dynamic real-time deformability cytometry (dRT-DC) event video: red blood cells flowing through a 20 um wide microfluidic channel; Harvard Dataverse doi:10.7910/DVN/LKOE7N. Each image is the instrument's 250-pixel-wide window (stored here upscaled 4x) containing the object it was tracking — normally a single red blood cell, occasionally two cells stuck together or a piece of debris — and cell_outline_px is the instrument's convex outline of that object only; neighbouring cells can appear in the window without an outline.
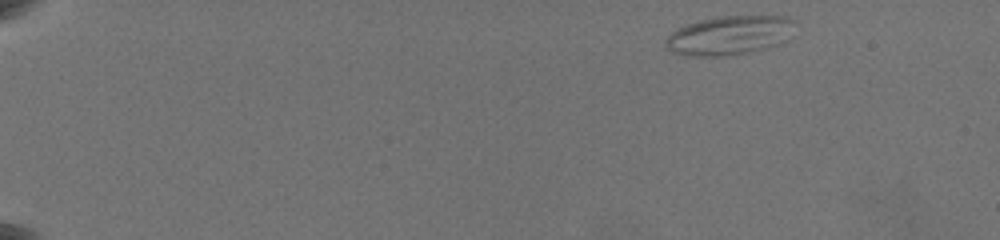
{"species": "common noctule bat (a hibernating species)", "species_latin": "Nyctalus noctula", "temperature_condition": "warm", "stored_images_in_passage": 11, "camera_frame_rate_fps": 3000, "um_per_image_px": 0.085, "animal": {"sex": "female", "body_mass_g": 19.5, "forearm_length_mm": 54.1}, "frame": {"image": 1, "passage_image": 1, "time_ms": 0.0, "image_size_px": [1000, 240], "cell_outline_px": [[796, 20], [780, 44], [764, 48], [724, 56], [684, 56], [672, 52], [668, 48], [664, 40], [672, 32], [688, 24], [700, 20], [720, 16], [784, 16]], "centroid_in_image_um": [61.94, 3.0], "position_along_channel_um": 23.1, "area_um2": 28.84}}
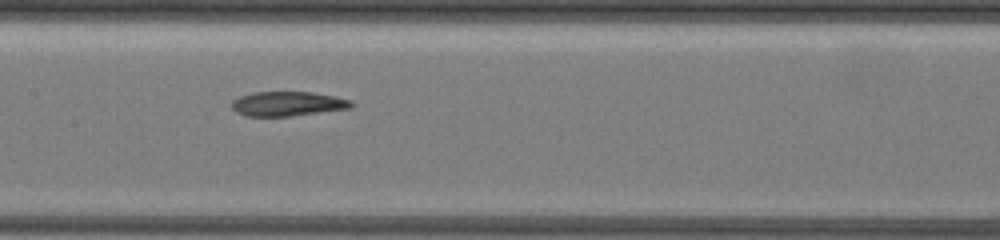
{"frame": {"image": 2, "passage_image": 9, "time_ms": 8.667, "image_size_px": [1000, 240], "cell_outline_px": [[356, 104], [352, 108], [288, 116], [244, 116], [236, 112], [232, 108], [232, 100], [240, 96], [252, 92], [312, 92], [336, 96], [352, 100]], "centroid_in_image_um": [24.48, 8.81], "position_along_channel_um": 182.9, "area_um2": 17.22}}
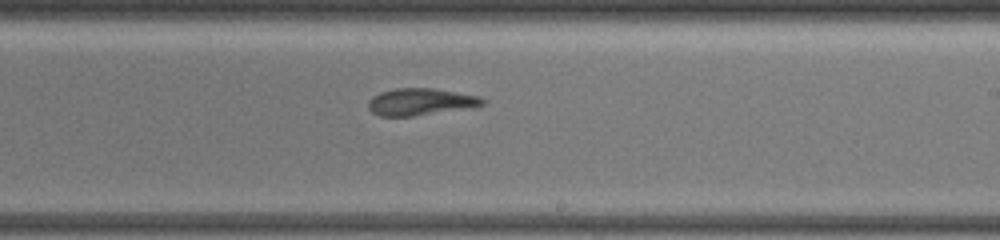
{"frame": {"image": 3, "passage_image": 11, "time_ms": 10.667, "image_size_px": [1000, 240], "cell_outline_px": [[488, 100], [484, 104], [412, 116], [380, 116], [372, 112], [368, 108], [368, 100], [372, 96], [380, 92], [396, 88], [432, 88], [480, 96]], "centroid_in_image_um": [35.68, 8.64], "position_along_channel_um": 253.3, "area_um2": 17.63}}